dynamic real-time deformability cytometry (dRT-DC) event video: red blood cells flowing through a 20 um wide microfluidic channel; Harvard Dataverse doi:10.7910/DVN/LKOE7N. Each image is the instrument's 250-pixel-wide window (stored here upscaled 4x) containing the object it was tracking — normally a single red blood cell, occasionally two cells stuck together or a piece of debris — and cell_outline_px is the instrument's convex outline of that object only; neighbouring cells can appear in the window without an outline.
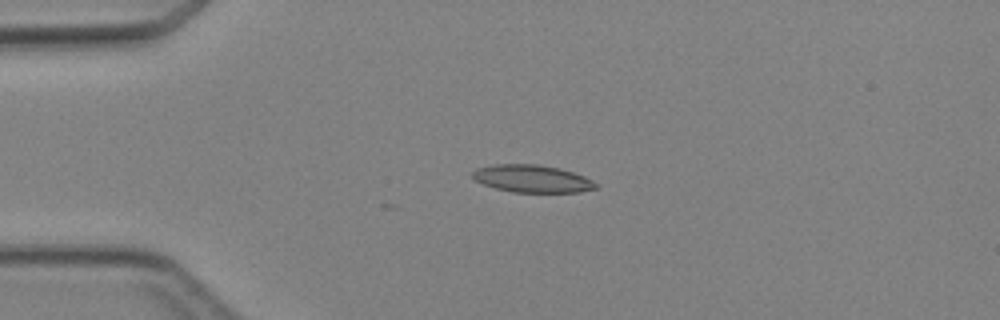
{"species": "Egyptian fruit bat (a non-hibernating species)", "species_latin": "Rousettus aegyptiacus", "temperature_condition": "cold", "stored_images_in_passage": 3, "camera_frame_rate_fps": 3000, "um_per_image_px": 0.085, "animal": {"sex": "female"}, "frame": {"image": 1, "passage_image": 2, "time_ms": 1.333, "image_size_px": [1000, 320], "cell_outline_px": [[600, 188], [580, 192], [512, 192], [496, 188], [484, 184], [476, 180], [472, 176], [472, 172], [476, 168], [496, 164], [540, 164], [560, 168], [584, 176], [600, 184]], "centroid_in_image_um": [45.29, 15.19], "position_along_channel_um": 39.7, "area_um2": 19.88}}